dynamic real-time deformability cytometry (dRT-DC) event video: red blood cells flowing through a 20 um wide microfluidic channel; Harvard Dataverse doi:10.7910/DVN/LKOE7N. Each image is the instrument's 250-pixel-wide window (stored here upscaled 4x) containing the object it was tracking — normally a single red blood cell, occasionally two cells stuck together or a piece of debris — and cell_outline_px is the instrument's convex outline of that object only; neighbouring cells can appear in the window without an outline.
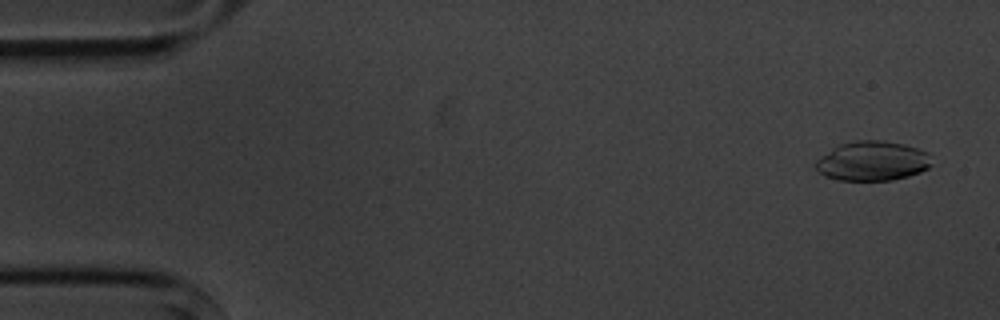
{"species": "common noctule bat (a hibernating species)", "species_latin": "Nyctalus noctula", "temperature_condition": "cold", "stored_images_in_passage": 8, "camera_frame_rate_fps": 3000, "um_per_image_px": 0.085, "animal": {"sex": "male", "body_mass_g": 20.1, "forearm_length_mm": 53.5}, "frame": {"image": 1, "passage_image": 1, "time_ms": 0.0, "image_size_px": [1000, 320], "cell_outline_px": [[932, 164], [928, 168], [920, 172], [908, 176], [892, 180], [840, 180], [824, 176], [816, 168], [816, 160], [820, 156], [832, 148], [840, 144], [856, 140], [884, 140], [904, 144], [928, 152]], "centroid_in_image_um": [74.16, 13.68], "position_along_channel_um": 10.8, "area_um2": 26.76}}
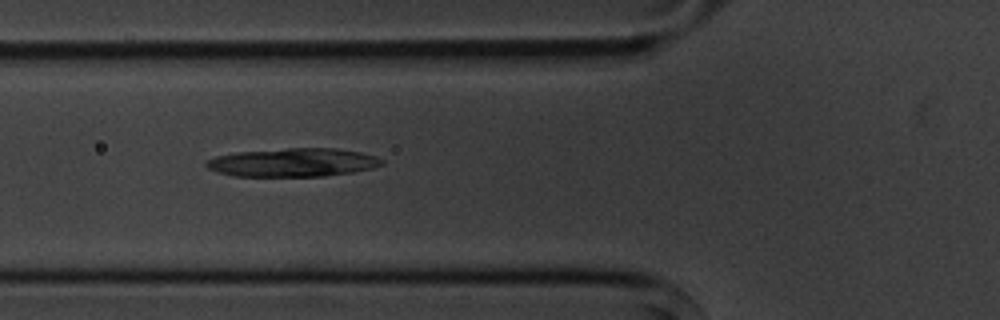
{"frame": {"image": 2, "passage_image": 6, "time_ms": 5.667, "image_size_px": [1000, 320], "cell_outline_px": [[384, 164], [372, 168], [352, 172], [324, 176], [232, 176], [208, 168], [204, 164], [208, 160], [216, 156], [236, 152], [288, 148], [336, 148], [360, 152], [376, 156], [384, 160]], "centroid_in_image_um": [24.93, 13.8], "position_along_channel_um": 100.9, "area_um2": 29.07}}
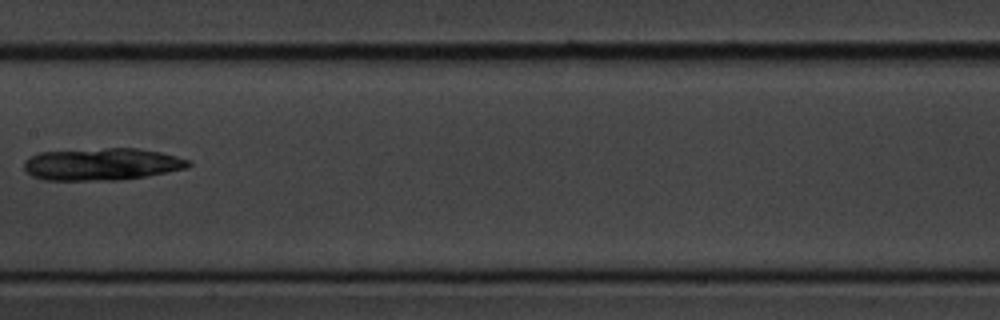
{"frame": {"image": 3, "passage_image": 8, "time_ms": 8.333, "image_size_px": [1000, 320], "cell_outline_px": [[192, 164], [188, 168], [144, 176], [120, 180], [44, 180], [32, 176], [24, 168], [24, 160], [40, 152], [104, 148], [136, 148], [160, 152], [192, 160]], "centroid_in_image_um": [8.68, 13.95], "position_along_channel_um": 198.7, "area_um2": 30.87}}